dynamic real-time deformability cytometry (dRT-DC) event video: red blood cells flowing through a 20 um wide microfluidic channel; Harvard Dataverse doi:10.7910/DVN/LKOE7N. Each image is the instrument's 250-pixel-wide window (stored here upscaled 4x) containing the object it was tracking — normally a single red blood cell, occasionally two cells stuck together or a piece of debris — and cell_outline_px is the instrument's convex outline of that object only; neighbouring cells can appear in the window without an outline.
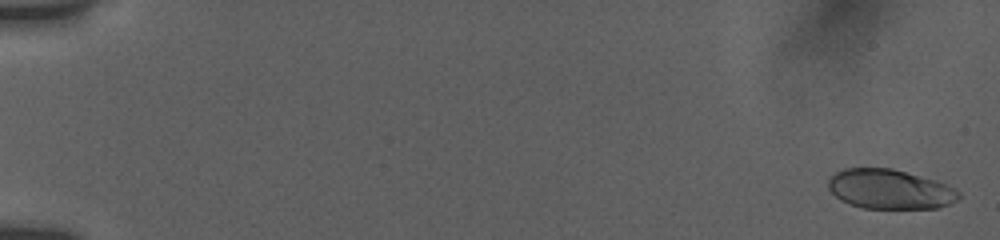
{"species": "human", "species_latin": "Homo sapiens", "temperature_condition": "room temperature", "stored_images_in_passage": 55, "camera_frame_rate_fps": 3000, "um_per_image_px": 0.085, "donor": {"sex": "female"}, "frame": {"image": 1, "passage_image": 2, "time_ms": 0.333, "image_size_px": [1000, 240], "cell_outline_px": [[960, 196], [956, 200], [948, 204], [936, 208], [864, 208], [840, 200], [828, 188], [828, 180], [836, 172], [844, 168], [892, 168], [932, 180], [944, 184], [960, 192]], "centroid_in_image_um": [75.59, 16.08], "position_along_channel_um": 9.4, "area_um2": 29.59}}
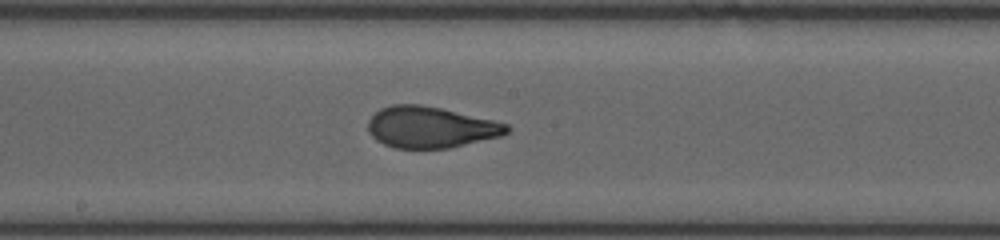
{"frame": {"image": 2, "passage_image": 32, "time_ms": 10.333, "image_size_px": [1000, 240], "cell_outline_px": [[512, 128], [508, 132], [500, 136], [448, 148], [396, 148], [384, 144], [376, 140], [368, 132], [368, 120], [380, 108], [392, 104], [420, 104], [440, 108], [492, 120], [508, 124]], "centroid_in_image_um": [36.57, 10.81], "position_along_channel_um": 211.6, "area_um2": 33.18}}
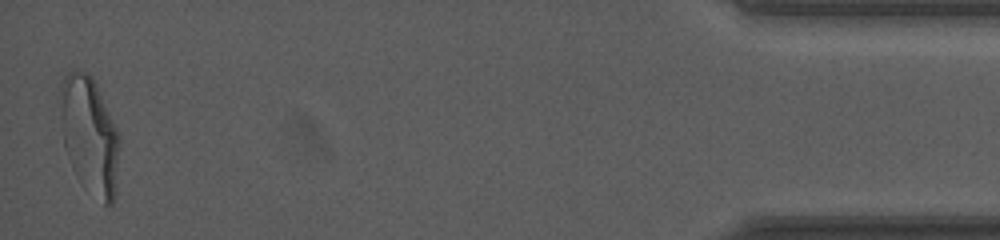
{"frame": {"image": 3, "passage_image": 55, "time_ms": 18.0, "image_size_px": [1000, 240], "cell_outline_px": [[120, 144], [112, 204], [104, 204], [68, 156], [64, 148], [56, 96], [60, 84], [64, 76], [68, 72], [84, 72], [92, 76], [96, 84], [120, 136]], "centroid_in_image_um": [7.56, 11.29], "position_along_channel_um": 427.6, "area_um2": 39.07}, "authors_computed_cell_mechanics": {"area_um2": 32.7148, "velocity_mm_per_s": 3.8375, "shape_relaxation_time_tau1_ms": 5.0267, "shape_relaxation_time_tau2_ms": 0.7846, "deformation_change_tau1": 0.2182, "deformation_change_tau2": 0.0793}}